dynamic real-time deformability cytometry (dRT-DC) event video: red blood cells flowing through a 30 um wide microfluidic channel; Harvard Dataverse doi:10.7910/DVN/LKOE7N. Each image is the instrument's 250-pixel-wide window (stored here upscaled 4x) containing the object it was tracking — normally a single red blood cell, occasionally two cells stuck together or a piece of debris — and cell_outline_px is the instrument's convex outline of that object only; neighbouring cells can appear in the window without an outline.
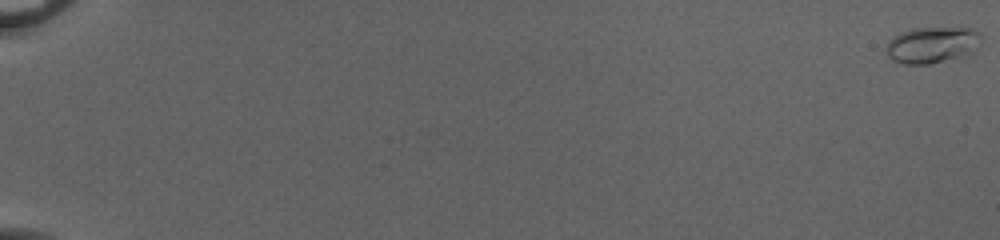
{"species": "common noctule bat (a hibernating species)", "species_latin": "Nyctalus noctula", "temperature_condition": "cold", "stored_images_in_passage": 55, "camera_frame_rate_fps": 3000, "um_per_image_px": 0.085, "animal": {"sex": "female", "body_mass_g": 20.0, "forearm_length_mm": 54.0}, "frame": {"image": 1, "passage_image": 1, "time_ms": 0.0, "image_size_px": [1000, 240], "cell_outline_px": [[984, 36], [976, 52], [968, 56], [928, 64], [904, 64], [892, 60], [888, 56], [884, 48], [888, 40], [900, 32], [912, 28], [972, 28], [980, 32]], "centroid_in_image_um": [79.28, 3.82], "position_along_channel_um": 5.7, "area_um2": 20.81}}
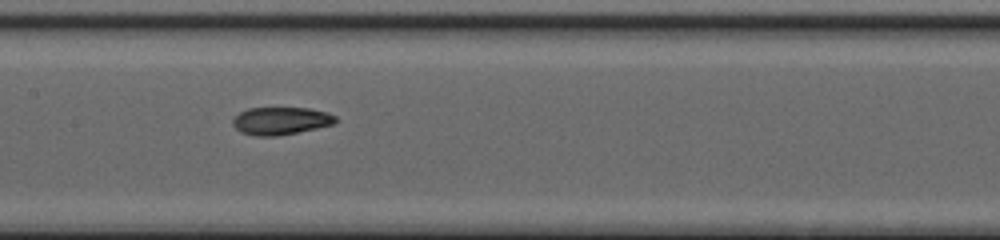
{"frame": {"image": 2, "passage_image": 31, "time_ms": 10.0, "image_size_px": [1000, 240], "cell_outline_px": [[336, 120], [332, 124], [316, 128], [276, 136], [256, 136], [240, 132], [232, 124], [232, 120], [240, 112], [248, 108], [308, 108], [328, 112], [336, 116]], "centroid_in_image_um": [23.84, 10.27], "position_along_channel_um": 183.6, "area_um2": 16.42}}
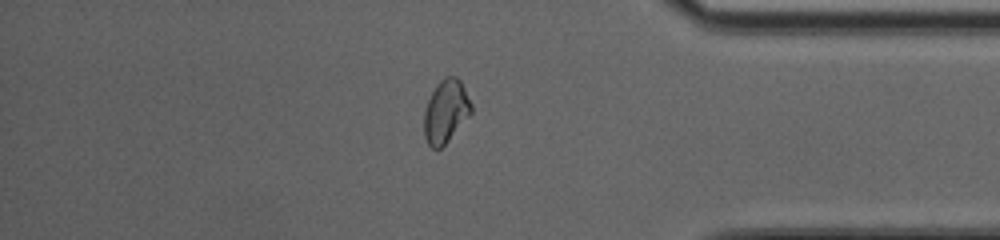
{"frame": {"image": 3, "passage_image": 48, "time_ms": 15.667, "image_size_px": [1000, 240], "cell_outline_px": [[472, 112], [448, 140], [440, 148], [432, 148], [428, 144], [424, 136], [424, 112], [428, 100], [436, 84], [444, 76], [456, 76], [460, 80], [472, 104]], "centroid_in_image_um": [37.88, 9.44], "position_along_channel_um": 397.3, "area_um2": 17.17}, "authors_computed_cell_mechanics": {"area_um2": 16.9932, "velocity_mm_per_s": 4.0525, "shape_relaxation_time_tau1_ms": 9.5665, "shape_relaxation_time_tau2_ms": 1.2469, "deformation_change_tau1": 0.254, "deformation_change_tau2": 0.0576}}